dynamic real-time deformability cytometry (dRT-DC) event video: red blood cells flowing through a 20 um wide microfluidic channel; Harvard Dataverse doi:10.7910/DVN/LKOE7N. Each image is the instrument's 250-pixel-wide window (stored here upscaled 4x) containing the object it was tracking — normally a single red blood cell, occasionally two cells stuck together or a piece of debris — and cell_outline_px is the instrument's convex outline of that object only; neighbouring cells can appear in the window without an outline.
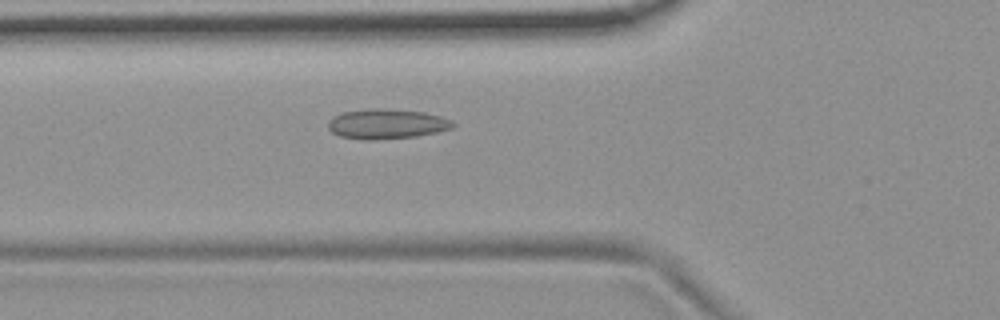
{"species": "common noctule bat (a hibernating species)", "species_latin": "Nyctalus noctula", "temperature_condition": "room temperature", "stored_images_in_passage": 55, "camera_frame_rate_fps": 3000, "um_per_image_px": 0.085, "animal": {"sex": "female", "body_mass_g": 19.9}, "frame": {"image": 1, "passage_image": 20, "time_ms": 6.333, "image_size_px": [1000, 320], "cell_outline_px": [[456, 124], [452, 128], [436, 132], [416, 136], [376, 140], [364, 140], [340, 136], [332, 132], [328, 128], [328, 120], [332, 116], [340, 112], [368, 108], [388, 108], [424, 112], [440, 116], [452, 120]], "centroid_in_image_um": [32.84, 10.52], "position_along_channel_um": 93.0, "area_um2": 22.08}}
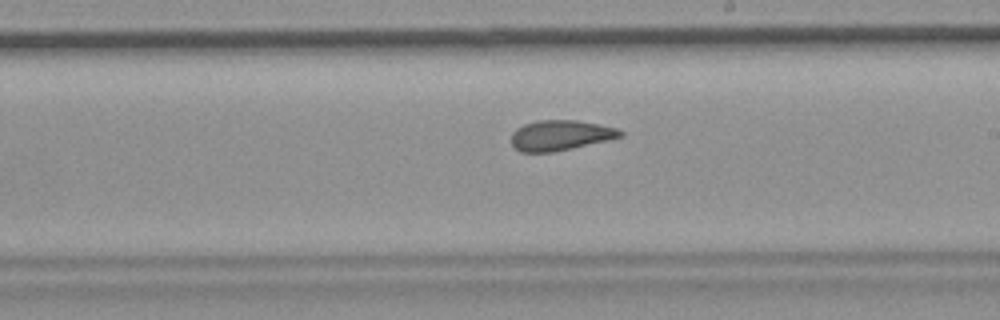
{"frame": {"image": 2, "passage_image": 32, "time_ms": 10.333, "image_size_px": [1000, 320], "cell_outline_px": [[624, 136], [608, 140], [572, 148], [552, 152], [520, 152], [512, 144], [512, 132], [516, 128], [524, 124], [540, 120], [576, 120], [616, 128], [624, 132]], "centroid_in_image_um": [47.63, 11.5], "position_along_channel_um": 241.4, "area_um2": 19.07}}
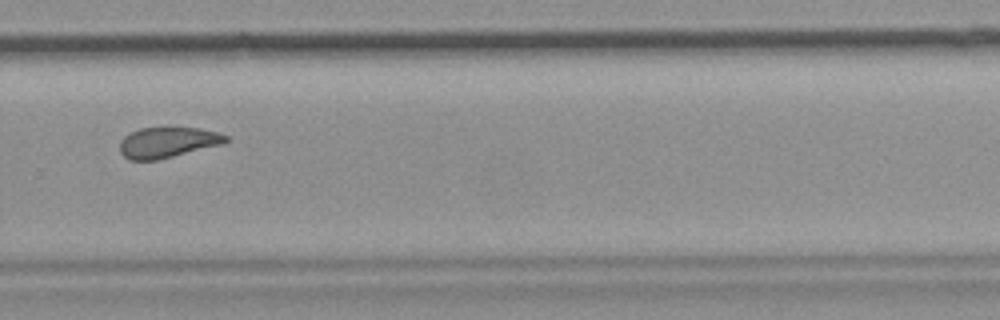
{"frame": {"image": 3, "passage_image": 38, "time_ms": 12.333, "image_size_px": [1000, 320], "cell_outline_px": [[228, 140], [224, 144], [156, 160], [128, 160], [120, 152], [120, 140], [128, 132], [140, 128], [200, 128], [216, 132], [228, 136]], "centroid_in_image_um": [14.22, 12.1], "position_along_channel_um": 315.6, "area_um2": 18.9}, "authors_computed_cell_mechanics": {"area_um2": 20.4034, "velocity_mm_per_s": 3.7158, "shape_relaxation_time_tau1_ms": null, "shape_relaxation_time_tau2_ms": 1.8855, "deformation_change_tau1": null, "deformation_change_tau2": 0.0711}}